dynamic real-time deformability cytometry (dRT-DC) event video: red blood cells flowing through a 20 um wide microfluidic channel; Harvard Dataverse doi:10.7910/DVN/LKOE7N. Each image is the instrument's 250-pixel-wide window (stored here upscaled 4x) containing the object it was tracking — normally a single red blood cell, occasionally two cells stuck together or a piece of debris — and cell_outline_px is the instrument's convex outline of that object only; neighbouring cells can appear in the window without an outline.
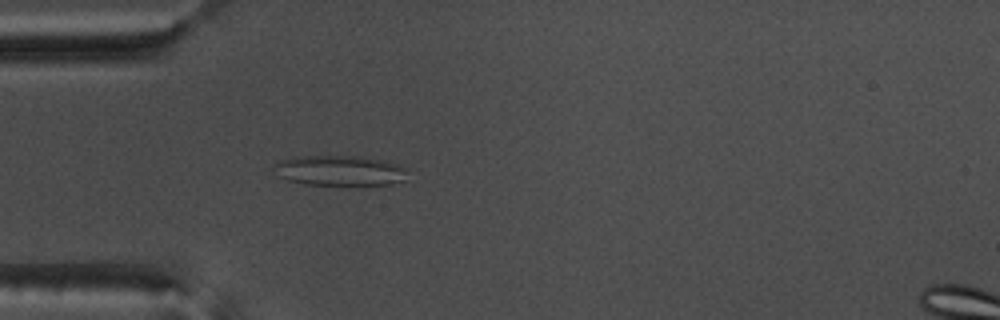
{"species": "common noctule bat (a hibernating species)", "species_latin": "Nyctalus noctula", "temperature_condition": "warm", "stored_images_in_passage": 38, "camera_frame_rate_fps": 3000, "um_per_image_px": 0.085, "animal": {"sex": "male", "body_mass_g": 17.5, "forearm_length_mm": 52.3}, "frame": {"image": 1, "passage_image": 6, "time_ms": 1.667, "image_size_px": [1000, 320], "cell_outline_px": [[408, 180], [392, 184], [340, 188], [304, 184], [288, 180], [276, 176], [272, 168], [272, 164], [276, 160], [296, 156], [360, 156], [400, 164], [408, 168]], "centroid_in_image_um": [28.88, 14.55], "position_along_channel_um": 56.1, "area_um2": 25.26}, "authors_computed_cell_mechanics": {"area_um2": 21.7906, "velocity_mm_per_s": 3.7944, "shape_relaxation_time_tau1_ms": null, "shape_relaxation_time_tau2_ms": 2.3284, "deformation_change_tau1": null, "deformation_change_tau2": 0.1105}}